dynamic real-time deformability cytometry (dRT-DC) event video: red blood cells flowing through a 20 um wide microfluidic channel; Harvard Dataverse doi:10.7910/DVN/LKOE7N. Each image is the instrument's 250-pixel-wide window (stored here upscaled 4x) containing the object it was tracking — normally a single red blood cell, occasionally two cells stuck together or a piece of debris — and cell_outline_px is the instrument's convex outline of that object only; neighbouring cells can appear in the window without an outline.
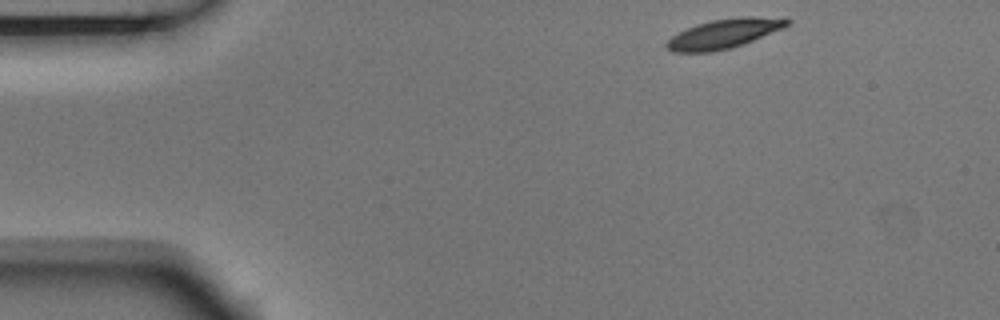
{"species": "Egyptian fruit bat (a non-hibernating species)", "species_latin": "Rousettus aegyptiacus", "temperature_condition": "room temperature", "stored_images_in_passage": 8, "camera_frame_rate_fps": 3000, "um_per_image_px": 0.085, "animal": {"sex": "male"}, "frame": {"image": 1, "passage_image": 1, "time_ms": 0.0, "image_size_px": [1000, 320], "cell_outline_px": [[792, 20], [784, 28], [752, 40], [728, 48], [712, 52], [672, 52], [664, 44], [672, 36], [696, 24], [712, 20], [740, 16], [788, 16]], "centroid_in_image_um": [61.62, 2.82], "position_along_channel_um": 23.4, "area_um2": 20.69}}
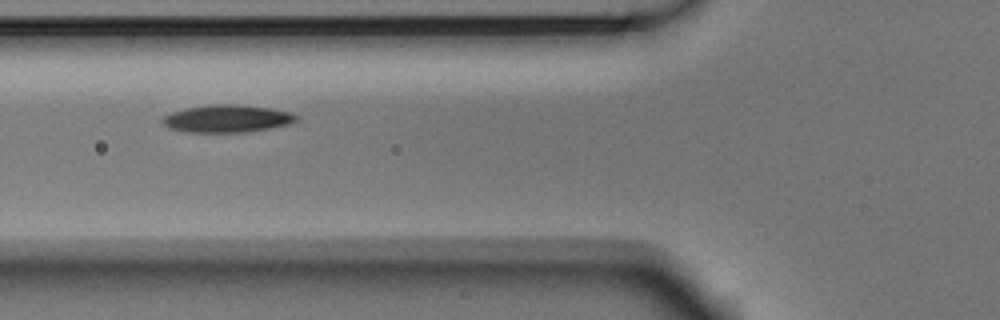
{"frame": {"image": 2, "passage_image": 5, "time_ms": 1.333, "image_size_px": [1000, 320], "cell_outline_px": [[300, 116], [296, 120], [288, 124], [268, 128], [244, 132], [188, 132], [172, 128], [164, 124], [160, 120], [164, 116], [172, 112], [188, 108], [208, 104], [236, 104], [272, 108], [288, 112]], "centroid_in_image_um": [19.31, 10.07], "position_along_channel_um": 106.5, "area_um2": 21.21}}
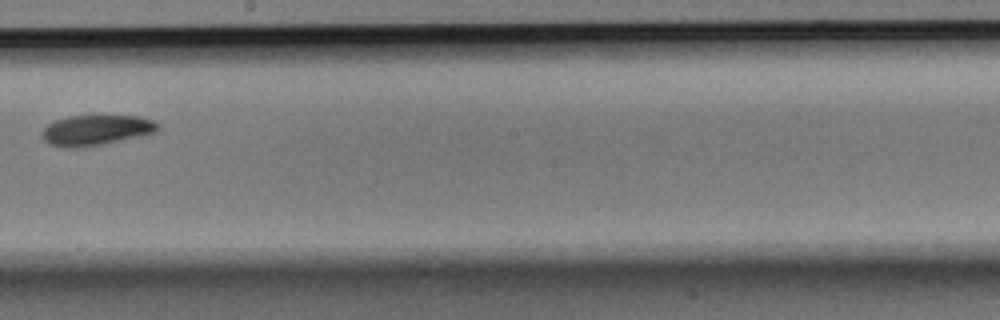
{"frame": {"image": 3, "passage_image": 8, "time_ms": 2.333, "image_size_px": [1000, 320], "cell_outline_px": [[160, 128], [156, 132], [144, 136], [84, 148], [64, 148], [48, 144], [44, 140], [44, 128], [48, 124], [56, 120], [68, 116], [140, 116], [152, 120], [160, 124]], "centroid_in_image_um": [8.22, 11.08], "position_along_channel_um": 240.0, "area_um2": 20.75}}